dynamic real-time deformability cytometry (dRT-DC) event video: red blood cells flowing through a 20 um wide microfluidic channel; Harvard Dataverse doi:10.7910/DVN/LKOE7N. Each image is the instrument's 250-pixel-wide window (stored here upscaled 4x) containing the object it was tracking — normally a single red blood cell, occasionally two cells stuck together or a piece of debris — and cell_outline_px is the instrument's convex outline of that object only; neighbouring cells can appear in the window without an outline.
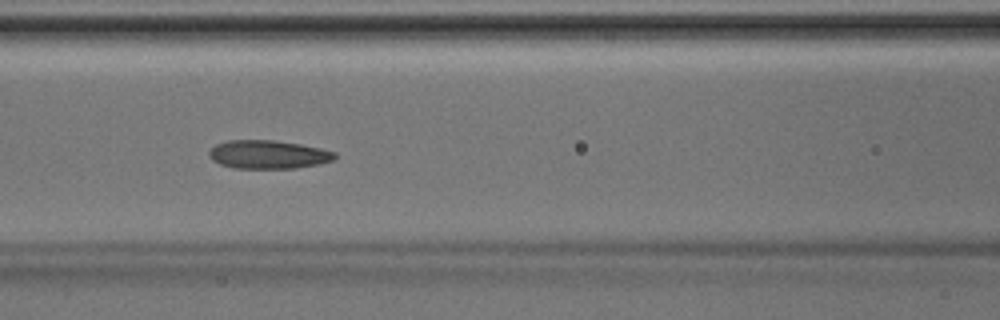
{"species": "Egyptian fruit bat (a non-hibernating species)", "species_latin": "Rousettus aegyptiacus", "temperature_condition": "room temperature", "stored_images_in_passage": 45, "camera_frame_rate_fps": 3000, "um_per_image_px": 0.085, "animal": {"sex": "male"}, "frame": {"image": 1, "passage_image": 19, "time_ms": 6.0, "image_size_px": [1000, 320], "cell_outline_px": [[336, 156], [332, 160], [316, 164], [296, 168], [232, 168], [220, 164], [212, 160], [208, 156], [208, 152], [216, 144], [228, 140], [276, 140], [300, 144], [320, 148], [336, 152]], "centroid_in_image_um": [22.76, 13.12], "position_along_channel_um": 143.8, "area_um2": 20.81}}
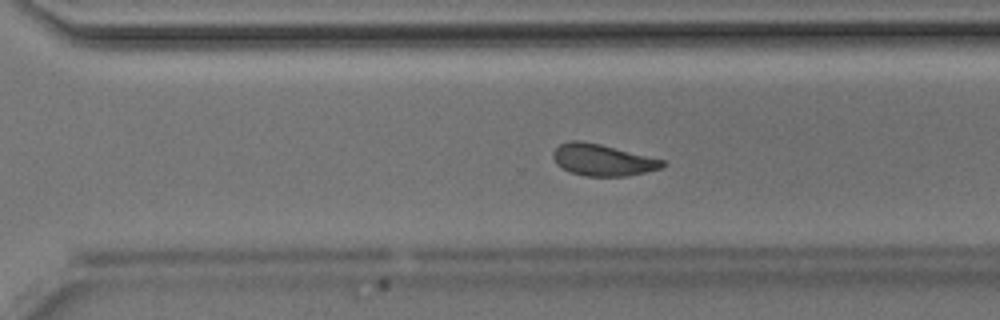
{"frame": {"image": 2, "passage_image": 31, "time_ms": 10.0, "image_size_px": [1000, 320], "cell_outline_px": [[668, 164], [664, 168], [628, 176], [584, 176], [568, 172], [556, 164], [552, 156], [552, 152], [560, 144], [568, 140], [580, 140], [600, 144], [664, 160]], "centroid_in_image_um": [51.21, 13.6], "position_along_channel_um": 319.4, "area_um2": 20.4}}
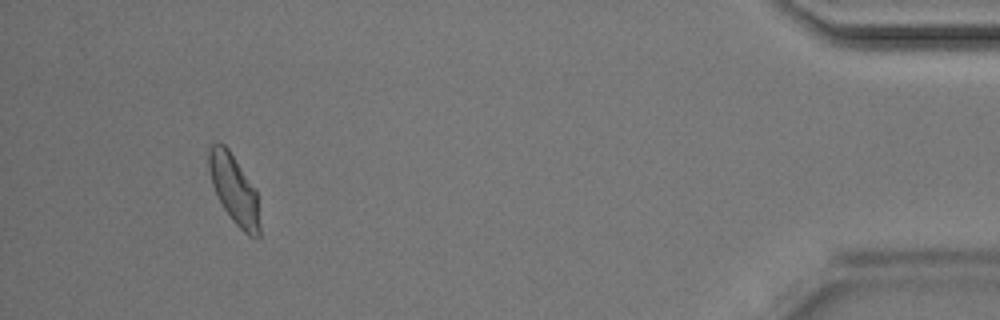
{"frame": {"image": 3, "passage_image": 42, "time_ms": 13.667, "image_size_px": [1000, 320], "cell_outline_px": [[260, 236], [248, 236], [232, 220], [224, 208], [212, 184], [208, 168], [208, 148], [216, 140], [224, 144], [228, 148], [256, 188], [260, 224]], "centroid_in_image_um": [19.9, 16.05], "position_along_channel_um": 415.3, "area_um2": 20.58}}